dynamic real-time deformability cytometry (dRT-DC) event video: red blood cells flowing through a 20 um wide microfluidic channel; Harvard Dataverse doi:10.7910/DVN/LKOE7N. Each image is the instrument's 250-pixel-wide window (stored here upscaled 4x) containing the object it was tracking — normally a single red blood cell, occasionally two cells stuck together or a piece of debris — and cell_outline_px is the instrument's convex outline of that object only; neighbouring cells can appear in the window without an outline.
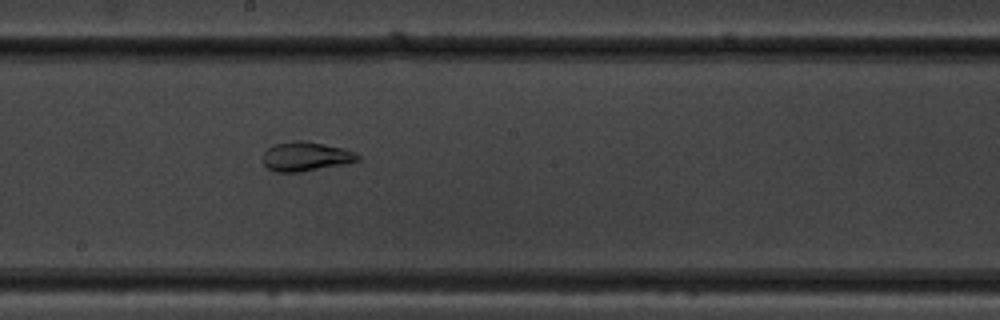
{"species": "common noctule bat (a hibernating species)", "species_latin": "Nyctalus noctula", "temperature_condition": "warm", "stored_images_in_passage": 8, "camera_frame_rate_fps": 3000, "um_per_image_px": 0.085, "animal": {"sex": "male", "body_mass_g": 19.5, "forearm_length_mm": 54.6}, "frame": {"image": 1, "passage_image": 8, "time_ms": 2.333, "image_size_px": [1000, 320], "cell_outline_px": [[360, 160], [300, 172], [276, 172], [268, 168], [264, 164], [264, 152], [268, 148], [276, 144], [296, 140], [304, 140], [344, 148], [360, 156]], "centroid_in_image_um": [25.97, 13.29], "position_along_channel_um": 222.2, "area_um2": 15.84}}